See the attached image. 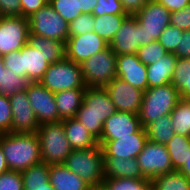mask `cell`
Listing matches in <instances>:
<instances>
[{"mask_svg": "<svg viewBox=\"0 0 190 190\" xmlns=\"http://www.w3.org/2000/svg\"><path fill=\"white\" fill-rule=\"evenodd\" d=\"M169 53L158 41L141 46L137 51L138 59L146 66L153 64Z\"/></svg>", "mask_w": 190, "mask_h": 190, "instance_id": "cell-35", "label": "cell"}, {"mask_svg": "<svg viewBox=\"0 0 190 190\" xmlns=\"http://www.w3.org/2000/svg\"><path fill=\"white\" fill-rule=\"evenodd\" d=\"M170 25L183 31L190 30V4L179 11L171 12Z\"/></svg>", "mask_w": 190, "mask_h": 190, "instance_id": "cell-43", "label": "cell"}, {"mask_svg": "<svg viewBox=\"0 0 190 190\" xmlns=\"http://www.w3.org/2000/svg\"><path fill=\"white\" fill-rule=\"evenodd\" d=\"M94 16L127 14L120 0H98L92 12Z\"/></svg>", "mask_w": 190, "mask_h": 190, "instance_id": "cell-39", "label": "cell"}, {"mask_svg": "<svg viewBox=\"0 0 190 190\" xmlns=\"http://www.w3.org/2000/svg\"><path fill=\"white\" fill-rule=\"evenodd\" d=\"M12 108V133H35L39 123L27 97L26 90L8 96Z\"/></svg>", "mask_w": 190, "mask_h": 190, "instance_id": "cell-14", "label": "cell"}, {"mask_svg": "<svg viewBox=\"0 0 190 190\" xmlns=\"http://www.w3.org/2000/svg\"><path fill=\"white\" fill-rule=\"evenodd\" d=\"M180 99L179 90L172 83L148 88L143 93L138 113L142 127L145 128L161 116L170 115Z\"/></svg>", "mask_w": 190, "mask_h": 190, "instance_id": "cell-3", "label": "cell"}, {"mask_svg": "<svg viewBox=\"0 0 190 190\" xmlns=\"http://www.w3.org/2000/svg\"><path fill=\"white\" fill-rule=\"evenodd\" d=\"M0 146L9 170L22 172L42 162L36 132L0 134Z\"/></svg>", "mask_w": 190, "mask_h": 190, "instance_id": "cell-1", "label": "cell"}, {"mask_svg": "<svg viewBox=\"0 0 190 190\" xmlns=\"http://www.w3.org/2000/svg\"><path fill=\"white\" fill-rule=\"evenodd\" d=\"M98 0H76L77 10L80 13H92Z\"/></svg>", "mask_w": 190, "mask_h": 190, "instance_id": "cell-50", "label": "cell"}, {"mask_svg": "<svg viewBox=\"0 0 190 190\" xmlns=\"http://www.w3.org/2000/svg\"><path fill=\"white\" fill-rule=\"evenodd\" d=\"M23 188L45 187L49 182V165L40 162L22 171Z\"/></svg>", "mask_w": 190, "mask_h": 190, "instance_id": "cell-33", "label": "cell"}, {"mask_svg": "<svg viewBox=\"0 0 190 190\" xmlns=\"http://www.w3.org/2000/svg\"><path fill=\"white\" fill-rule=\"evenodd\" d=\"M174 54L178 58H190V30L183 32Z\"/></svg>", "mask_w": 190, "mask_h": 190, "instance_id": "cell-47", "label": "cell"}, {"mask_svg": "<svg viewBox=\"0 0 190 190\" xmlns=\"http://www.w3.org/2000/svg\"><path fill=\"white\" fill-rule=\"evenodd\" d=\"M87 190H107L104 183L97 185H89Z\"/></svg>", "mask_w": 190, "mask_h": 190, "instance_id": "cell-55", "label": "cell"}, {"mask_svg": "<svg viewBox=\"0 0 190 190\" xmlns=\"http://www.w3.org/2000/svg\"><path fill=\"white\" fill-rule=\"evenodd\" d=\"M125 12L129 15H134L142 9L149 0H120Z\"/></svg>", "mask_w": 190, "mask_h": 190, "instance_id": "cell-48", "label": "cell"}, {"mask_svg": "<svg viewBox=\"0 0 190 190\" xmlns=\"http://www.w3.org/2000/svg\"><path fill=\"white\" fill-rule=\"evenodd\" d=\"M7 171H9V168L7 166V163H6L3 150L0 146V174L5 173Z\"/></svg>", "mask_w": 190, "mask_h": 190, "instance_id": "cell-53", "label": "cell"}, {"mask_svg": "<svg viewBox=\"0 0 190 190\" xmlns=\"http://www.w3.org/2000/svg\"><path fill=\"white\" fill-rule=\"evenodd\" d=\"M116 111L115 104L105 88L86 87L82 105L75 118L99 140L105 120Z\"/></svg>", "mask_w": 190, "mask_h": 190, "instance_id": "cell-2", "label": "cell"}, {"mask_svg": "<svg viewBox=\"0 0 190 190\" xmlns=\"http://www.w3.org/2000/svg\"><path fill=\"white\" fill-rule=\"evenodd\" d=\"M62 121L73 150L91 149L98 145V140L75 117Z\"/></svg>", "mask_w": 190, "mask_h": 190, "instance_id": "cell-24", "label": "cell"}, {"mask_svg": "<svg viewBox=\"0 0 190 190\" xmlns=\"http://www.w3.org/2000/svg\"><path fill=\"white\" fill-rule=\"evenodd\" d=\"M29 37L28 18L22 16H0V54L7 55L20 50Z\"/></svg>", "mask_w": 190, "mask_h": 190, "instance_id": "cell-11", "label": "cell"}, {"mask_svg": "<svg viewBox=\"0 0 190 190\" xmlns=\"http://www.w3.org/2000/svg\"><path fill=\"white\" fill-rule=\"evenodd\" d=\"M49 65L40 49L37 50L29 43L22 47V76L30 82H39Z\"/></svg>", "mask_w": 190, "mask_h": 190, "instance_id": "cell-20", "label": "cell"}, {"mask_svg": "<svg viewBox=\"0 0 190 190\" xmlns=\"http://www.w3.org/2000/svg\"><path fill=\"white\" fill-rule=\"evenodd\" d=\"M49 4L68 23L77 18L81 14L77 10L76 0H51Z\"/></svg>", "mask_w": 190, "mask_h": 190, "instance_id": "cell-37", "label": "cell"}, {"mask_svg": "<svg viewBox=\"0 0 190 190\" xmlns=\"http://www.w3.org/2000/svg\"><path fill=\"white\" fill-rule=\"evenodd\" d=\"M39 82L53 93L68 89L86 88L80 64L66 57L50 64Z\"/></svg>", "mask_w": 190, "mask_h": 190, "instance_id": "cell-7", "label": "cell"}, {"mask_svg": "<svg viewBox=\"0 0 190 190\" xmlns=\"http://www.w3.org/2000/svg\"><path fill=\"white\" fill-rule=\"evenodd\" d=\"M109 46L116 55L137 54L138 49L143 46V41L141 24L135 15H128L124 19Z\"/></svg>", "mask_w": 190, "mask_h": 190, "instance_id": "cell-16", "label": "cell"}, {"mask_svg": "<svg viewBox=\"0 0 190 190\" xmlns=\"http://www.w3.org/2000/svg\"><path fill=\"white\" fill-rule=\"evenodd\" d=\"M12 108L8 96L0 94V134L11 132Z\"/></svg>", "mask_w": 190, "mask_h": 190, "instance_id": "cell-40", "label": "cell"}, {"mask_svg": "<svg viewBox=\"0 0 190 190\" xmlns=\"http://www.w3.org/2000/svg\"><path fill=\"white\" fill-rule=\"evenodd\" d=\"M129 14H114L94 16V32L110 43L120 29L122 22Z\"/></svg>", "mask_w": 190, "mask_h": 190, "instance_id": "cell-29", "label": "cell"}, {"mask_svg": "<svg viewBox=\"0 0 190 190\" xmlns=\"http://www.w3.org/2000/svg\"><path fill=\"white\" fill-rule=\"evenodd\" d=\"M104 178L119 179V178H134L142 179V175L137 158H118L104 157Z\"/></svg>", "mask_w": 190, "mask_h": 190, "instance_id": "cell-21", "label": "cell"}, {"mask_svg": "<svg viewBox=\"0 0 190 190\" xmlns=\"http://www.w3.org/2000/svg\"><path fill=\"white\" fill-rule=\"evenodd\" d=\"M145 131L149 141L166 145L175 134L171 123V115L157 118L145 127Z\"/></svg>", "mask_w": 190, "mask_h": 190, "instance_id": "cell-28", "label": "cell"}, {"mask_svg": "<svg viewBox=\"0 0 190 190\" xmlns=\"http://www.w3.org/2000/svg\"><path fill=\"white\" fill-rule=\"evenodd\" d=\"M29 83L27 77L20 76L5 68L4 56L0 54V94L10 96L24 91Z\"/></svg>", "mask_w": 190, "mask_h": 190, "instance_id": "cell-27", "label": "cell"}, {"mask_svg": "<svg viewBox=\"0 0 190 190\" xmlns=\"http://www.w3.org/2000/svg\"><path fill=\"white\" fill-rule=\"evenodd\" d=\"M0 16H21L20 0H0Z\"/></svg>", "mask_w": 190, "mask_h": 190, "instance_id": "cell-45", "label": "cell"}, {"mask_svg": "<svg viewBox=\"0 0 190 190\" xmlns=\"http://www.w3.org/2000/svg\"><path fill=\"white\" fill-rule=\"evenodd\" d=\"M94 15L81 13L77 18L69 22V37L94 32Z\"/></svg>", "mask_w": 190, "mask_h": 190, "instance_id": "cell-36", "label": "cell"}, {"mask_svg": "<svg viewBox=\"0 0 190 190\" xmlns=\"http://www.w3.org/2000/svg\"><path fill=\"white\" fill-rule=\"evenodd\" d=\"M28 43L37 50L40 49L49 64L61 61L66 57L65 42L63 41L29 34Z\"/></svg>", "mask_w": 190, "mask_h": 190, "instance_id": "cell-26", "label": "cell"}, {"mask_svg": "<svg viewBox=\"0 0 190 190\" xmlns=\"http://www.w3.org/2000/svg\"><path fill=\"white\" fill-rule=\"evenodd\" d=\"M148 141L144 127L131 136L118 137L115 140H98L104 157H118L124 159L137 158Z\"/></svg>", "mask_w": 190, "mask_h": 190, "instance_id": "cell-13", "label": "cell"}, {"mask_svg": "<svg viewBox=\"0 0 190 190\" xmlns=\"http://www.w3.org/2000/svg\"><path fill=\"white\" fill-rule=\"evenodd\" d=\"M140 171L150 181L161 174L175 171L166 145L147 141L137 156Z\"/></svg>", "mask_w": 190, "mask_h": 190, "instance_id": "cell-10", "label": "cell"}, {"mask_svg": "<svg viewBox=\"0 0 190 190\" xmlns=\"http://www.w3.org/2000/svg\"><path fill=\"white\" fill-rule=\"evenodd\" d=\"M117 55L108 46L80 64L86 87L105 88L116 78Z\"/></svg>", "mask_w": 190, "mask_h": 190, "instance_id": "cell-6", "label": "cell"}, {"mask_svg": "<svg viewBox=\"0 0 190 190\" xmlns=\"http://www.w3.org/2000/svg\"><path fill=\"white\" fill-rule=\"evenodd\" d=\"M108 46L109 43L95 32L71 36L65 43L66 58L77 64H81Z\"/></svg>", "mask_w": 190, "mask_h": 190, "instance_id": "cell-15", "label": "cell"}, {"mask_svg": "<svg viewBox=\"0 0 190 190\" xmlns=\"http://www.w3.org/2000/svg\"><path fill=\"white\" fill-rule=\"evenodd\" d=\"M183 30L168 25L157 40L169 53H174L178 47Z\"/></svg>", "mask_w": 190, "mask_h": 190, "instance_id": "cell-38", "label": "cell"}, {"mask_svg": "<svg viewBox=\"0 0 190 190\" xmlns=\"http://www.w3.org/2000/svg\"><path fill=\"white\" fill-rule=\"evenodd\" d=\"M142 127L138 114L116 111L107 118L99 140H115L131 136Z\"/></svg>", "mask_w": 190, "mask_h": 190, "instance_id": "cell-19", "label": "cell"}, {"mask_svg": "<svg viewBox=\"0 0 190 190\" xmlns=\"http://www.w3.org/2000/svg\"><path fill=\"white\" fill-rule=\"evenodd\" d=\"M105 89L117 111L139 113L144 91L119 78H114Z\"/></svg>", "mask_w": 190, "mask_h": 190, "instance_id": "cell-17", "label": "cell"}, {"mask_svg": "<svg viewBox=\"0 0 190 190\" xmlns=\"http://www.w3.org/2000/svg\"><path fill=\"white\" fill-rule=\"evenodd\" d=\"M177 171L190 179V153L188 154V157L186 158L183 165Z\"/></svg>", "mask_w": 190, "mask_h": 190, "instance_id": "cell-52", "label": "cell"}, {"mask_svg": "<svg viewBox=\"0 0 190 190\" xmlns=\"http://www.w3.org/2000/svg\"><path fill=\"white\" fill-rule=\"evenodd\" d=\"M174 170H178L185 162L190 153V137L174 134L173 138L166 144Z\"/></svg>", "mask_w": 190, "mask_h": 190, "instance_id": "cell-31", "label": "cell"}, {"mask_svg": "<svg viewBox=\"0 0 190 190\" xmlns=\"http://www.w3.org/2000/svg\"><path fill=\"white\" fill-rule=\"evenodd\" d=\"M116 78L144 92L148 89L146 65L138 59L137 54L117 55Z\"/></svg>", "mask_w": 190, "mask_h": 190, "instance_id": "cell-18", "label": "cell"}, {"mask_svg": "<svg viewBox=\"0 0 190 190\" xmlns=\"http://www.w3.org/2000/svg\"><path fill=\"white\" fill-rule=\"evenodd\" d=\"M162 4L169 12L179 11L190 4V0H155Z\"/></svg>", "mask_w": 190, "mask_h": 190, "instance_id": "cell-49", "label": "cell"}, {"mask_svg": "<svg viewBox=\"0 0 190 190\" xmlns=\"http://www.w3.org/2000/svg\"><path fill=\"white\" fill-rule=\"evenodd\" d=\"M170 115L175 133L190 137V101L180 99Z\"/></svg>", "mask_w": 190, "mask_h": 190, "instance_id": "cell-32", "label": "cell"}, {"mask_svg": "<svg viewBox=\"0 0 190 190\" xmlns=\"http://www.w3.org/2000/svg\"><path fill=\"white\" fill-rule=\"evenodd\" d=\"M5 68L12 70L13 73L22 76V48L4 55Z\"/></svg>", "mask_w": 190, "mask_h": 190, "instance_id": "cell-44", "label": "cell"}, {"mask_svg": "<svg viewBox=\"0 0 190 190\" xmlns=\"http://www.w3.org/2000/svg\"><path fill=\"white\" fill-rule=\"evenodd\" d=\"M107 190H150V180L146 178L104 179Z\"/></svg>", "mask_w": 190, "mask_h": 190, "instance_id": "cell-34", "label": "cell"}, {"mask_svg": "<svg viewBox=\"0 0 190 190\" xmlns=\"http://www.w3.org/2000/svg\"><path fill=\"white\" fill-rule=\"evenodd\" d=\"M170 14L171 12L155 0H149L134 14L141 24L143 46L159 39L164 29L170 25Z\"/></svg>", "mask_w": 190, "mask_h": 190, "instance_id": "cell-9", "label": "cell"}, {"mask_svg": "<svg viewBox=\"0 0 190 190\" xmlns=\"http://www.w3.org/2000/svg\"><path fill=\"white\" fill-rule=\"evenodd\" d=\"M150 190H190V179L175 170L152 179Z\"/></svg>", "mask_w": 190, "mask_h": 190, "instance_id": "cell-30", "label": "cell"}, {"mask_svg": "<svg viewBox=\"0 0 190 190\" xmlns=\"http://www.w3.org/2000/svg\"><path fill=\"white\" fill-rule=\"evenodd\" d=\"M177 56L167 53L162 58L146 66L148 88L162 86L171 83Z\"/></svg>", "mask_w": 190, "mask_h": 190, "instance_id": "cell-22", "label": "cell"}, {"mask_svg": "<svg viewBox=\"0 0 190 190\" xmlns=\"http://www.w3.org/2000/svg\"><path fill=\"white\" fill-rule=\"evenodd\" d=\"M190 74V58H178L174 68L171 83L179 89Z\"/></svg>", "mask_w": 190, "mask_h": 190, "instance_id": "cell-41", "label": "cell"}, {"mask_svg": "<svg viewBox=\"0 0 190 190\" xmlns=\"http://www.w3.org/2000/svg\"><path fill=\"white\" fill-rule=\"evenodd\" d=\"M85 89H68L54 93L60 121L76 116L82 105Z\"/></svg>", "mask_w": 190, "mask_h": 190, "instance_id": "cell-25", "label": "cell"}, {"mask_svg": "<svg viewBox=\"0 0 190 190\" xmlns=\"http://www.w3.org/2000/svg\"><path fill=\"white\" fill-rule=\"evenodd\" d=\"M49 182L55 190H87L89 186L64 164L49 165Z\"/></svg>", "mask_w": 190, "mask_h": 190, "instance_id": "cell-23", "label": "cell"}, {"mask_svg": "<svg viewBox=\"0 0 190 190\" xmlns=\"http://www.w3.org/2000/svg\"><path fill=\"white\" fill-rule=\"evenodd\" d=\"M29 34L67 42L69 23L47 3L28 17Z\"/></svg>", "mask_w": 190, "mask_h": 190, "instance_id": "cell-8", "label": "cell"}, {"mask_svg": "<svg viewBox=\"0 0 190 190\" xmlns=\"http://www.w3.org/2000/svg\"><path fill=\"white\" fill-rule=\"evenodd\" d=\"M0 190H24L22 173L9 170L0 174Z\"/></svg>", "mask_w": 190, "mask_h": 190, "instance_id": "cell-42", "label": "cell"}, {"mask_svg": "<svg viewBox=\"0 0 190 190\" xmlns=\"http://www.w3.org/2000/svg\"><path fill=\"white\" fill-rule=\"evenodd\" d=\"M21 16L28 18L40 8L44 7L48 2L46 0H20Z\"/></svg>", "mask_w": 190, "mask_h": 190, "instance_id": "cell-46", "label": "cell"}, {"mask_svg": "<svg viewBox=\"0 0 190 190\" xmlns=\"http://www.w3.org/2000/svg\"><path fill=\"white\" fill-rule=\"evenodd\" d=\"M24 190H55L54 187L51 185L50 182L45 183V187L39 188H24Z\"/></svg>", "mask_w": 190, "mask_h": 190, "instance_id": "cell-54", "label": "cell"}, {"mask_svg": "<svg viewBox=\"0 0 190 190\" xmlns=\"http://www.w3.org/2000/svg\"><path fill=\"white\" fill-rule=\"evenodd\" d=\"M178 90L181 99L190 101V74L186 78L184 84Z\"/></svg>", "mask_w": 190, "mask_h": 190, "instance_id": "cell-51", "label": "cell"}, {"mask_svg": "<svg viewBox=\"0 0 190 190\" xmlns=\"http://www.w3.org/2000/svg\"><path fill=\"white\" fill-rule=\"evenodd\" d=\"M64 165L89 185L104 182V154L100 144L91 149L73 150Z\"/></svg>", "mask_w": 190, "mask_h": 190, "instance_id": "cell-5", "label": "cell"}, {"mask_svg": "<svg viewBox=\"0 0 190 190\" xmlns=\"http://www.w3.org/2000/svg\"><path fill=\"white\" fill-rule=\"evenodd\" d=\"M25 90L39 125L60 121L53 92L40 82H30Z\"/></svg>", "mask_w": 190, "mask_h": 190, "instance_id": "cell-12", "label": "cell"}, {"mask_svg": "<svg viewBox=\"0 0 190 190\" xmlns=\"http://www.w3.org/2000/svg\"><path fill=\"white\" fill-rule=\"evenodd\" d=\"M36 133L42 162L48 165L64 164L73 149L67 140L63 121L41 124Z\"/></svg>", "mask_w": 190, "mask_h": 190, "instance_id": "cell-4", "label": "cell"}]
</instances>
